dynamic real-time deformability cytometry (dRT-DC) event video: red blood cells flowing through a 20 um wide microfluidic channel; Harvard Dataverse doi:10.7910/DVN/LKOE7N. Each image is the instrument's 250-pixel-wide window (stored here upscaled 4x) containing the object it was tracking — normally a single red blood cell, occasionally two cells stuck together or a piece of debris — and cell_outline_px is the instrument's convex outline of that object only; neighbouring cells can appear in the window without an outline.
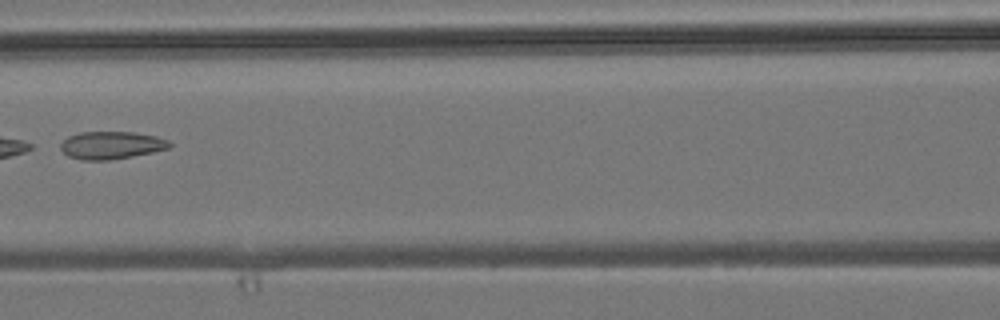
{"species": "common noctule bat (a hibernating species)", "species_latin": "Nyctalus noctula", "temperature_condition": "room temperature", "stored_images_in_passage": 7, "camera_frame_rate_fps": 3000, "um_per_image_px": 0.085, "animal": {"sex": "male", "body_mass_g": 19.2, "forearm_length_mm": 51.8}, "frame": {"image": 1, "passage_image": 6, "time_ms": 6.667, "image_size_px": [1000, 320], "cell_outline_px": [[172, 144], [168, 148], [152, 152], [132, 156], [108, 160], [80, 160], [68, 156], [60, 148], [60, 144], [68, 136], [80, 132], [132, 132], [156, 136], [168, 140]], "centroid_in_image_um": [9.44, 12.34], "position_along_channel_um": 157.2, "area_um2": 17.46}}
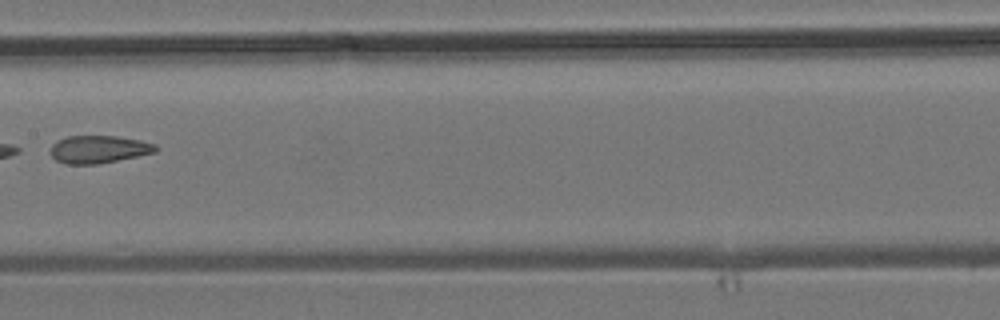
{"frame": {"image": 2, "passage_image": 7, "time_ms": 7.667, "image_size_px": [1000, 320], "cell_outline_px": [[160, 148], [156, 152], [96, 164], [64, 164], [56, 160], [52, 156], [52, 144], [56, 140], [68, 136], [116, 136], [140, 140], [156, 144]], "centroid_in_image_um": [8.4, 12.68], "position_along_channel_um": 199.0, "area_um2": 16.88}}